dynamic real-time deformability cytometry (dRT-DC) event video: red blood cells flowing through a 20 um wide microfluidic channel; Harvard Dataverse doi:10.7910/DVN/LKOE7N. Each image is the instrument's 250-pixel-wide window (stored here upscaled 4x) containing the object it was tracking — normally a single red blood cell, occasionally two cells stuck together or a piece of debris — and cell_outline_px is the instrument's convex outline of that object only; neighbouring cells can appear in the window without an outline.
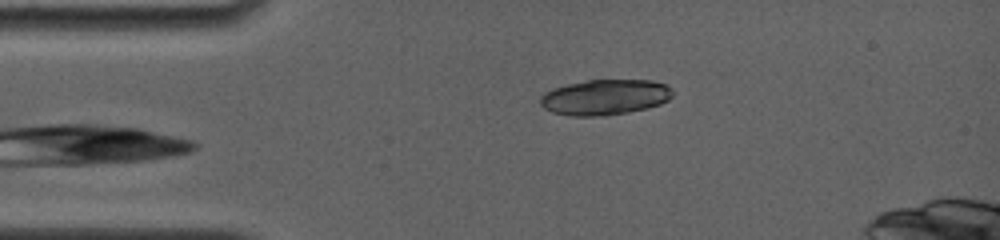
{"species": "common noctule bat (a hibernating species)", "species_latin": "Nyctalus noctula", "temperature_condition": "room temperature", "stored_images_in_passage": 16, "camera_frame_rate_fps": 4000, "um_per_image_px": 0.085, "animal": {"sex": "female", "body_mass_g": 19.0, "forearm_length_mm": 56.7}, "frame": {"image": 1, "passage_image": 11, "time_ms": 2.5, "image_size_px": [1000, 240], "cell_outline_px": [[672, 96], [668, 100], [660, 104], [628, 112], [604, 116], [568, 116], [552, 112], [544, 108], [540, 104], [540, 96], [544, 92], [552, 88], [568, 84], [588, 80], [652, 80], [668, 84], [672, 88]], "centroid_in_image_um": [51.41, 8.26], "position_along_channel_um": 33.6, "area_um2": 27.57}}